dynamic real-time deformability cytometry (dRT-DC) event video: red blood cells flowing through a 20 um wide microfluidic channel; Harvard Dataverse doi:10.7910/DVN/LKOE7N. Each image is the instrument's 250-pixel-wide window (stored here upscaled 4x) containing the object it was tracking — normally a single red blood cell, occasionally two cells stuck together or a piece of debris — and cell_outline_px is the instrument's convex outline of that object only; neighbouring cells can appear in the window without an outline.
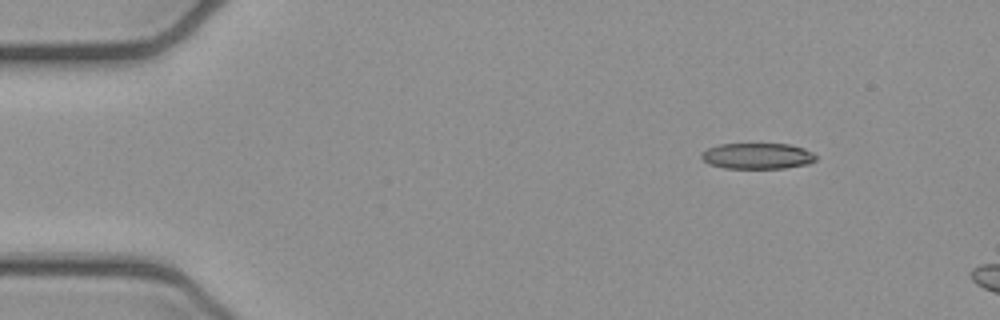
{"species": "common noctule bat (a hibernating species)", "species_latin": "Nyctalus noctula", "temperature_condition": "cold", "stored_images_in_passage": 3, "camera_frame_rate_fps": 3000, "um_per_image_px": 0.085, "animal": {"sex": "female", "body_mass_g": 21.9}, "frame": {"image": 1, "passage_image": 1, "time_ms": 0.0, "image_size_px": [1000, 320], "cell_outline_px": [[816, 160], [808, 164], [784, 168], [724, 168], [708, 164], [700, 156], [700, 152], [708, 148], [720, 144], [788, 144], [804, 148], [812, 152], [816, 156]], "centroid_in_image_um": [64.36, 13.26], "position_along_channel_um": 20.6, "area_um2": 17.34}}